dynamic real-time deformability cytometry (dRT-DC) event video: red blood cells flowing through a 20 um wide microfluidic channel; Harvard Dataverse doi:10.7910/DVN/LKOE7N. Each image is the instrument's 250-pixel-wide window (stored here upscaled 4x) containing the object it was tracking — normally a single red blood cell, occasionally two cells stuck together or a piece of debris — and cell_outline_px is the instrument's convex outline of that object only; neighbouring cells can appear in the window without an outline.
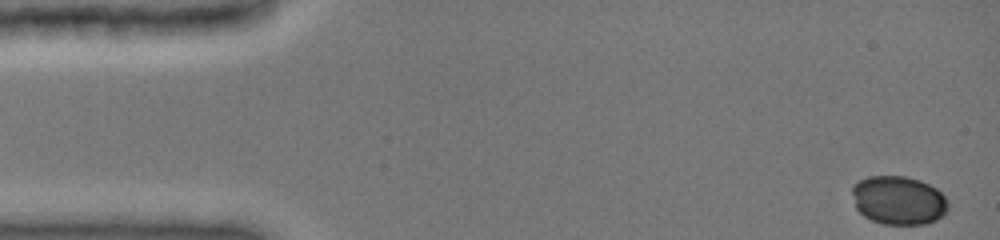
{"species": "common noctule bat (a hibernating species)", "species_latin": "Nyctalus noctula", "temperature_condition": "cold", "stored_images_in_passage": 43, "camera_frame_rate_fps": 3000, "um_per_image_px": 0.085, "animal": {"sex": "female", "body_mass_g": 19.0, "forearm_length_mm": 51.5}, "frame": {"image": 1, "passage_image": 1, "time_ms": 0.0, "image_size_px": [1000, 240], "cell_outline_px": [[948, 212], [936, 220], [924, 224], [884, 224], [872, 220], [864, 216], [856, 208], [852, 192], [852, 184], [868, 176], [904, 176], [920, 180], [936, 188], [944, 196], [948, 204]], "centroid_in_image_um": [76.38, 17.02], "position_along_channel_um": 8.6, "area_um2": 27.28}}
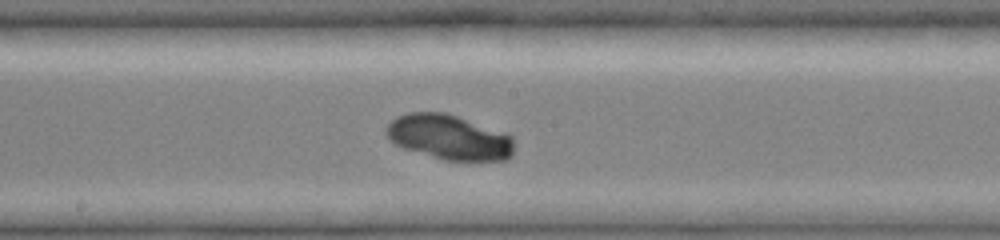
{"frame": {"image": 2, "passage_image": 25, "time_ms": 8.0, "image_size_px": [1000, 240], "cell_outline_px": [[512, 156], [508, 160], [444, 160], [404, 148], [388, 140], [384, 132], [384, 128], [396, 116], [408, 112], [444, 112], [508, 132], [512, 136]], "centroid_in_image_um": [38.16, 11.65], "position_along_channel_um": 210.0, "area_um2": 33.76}}
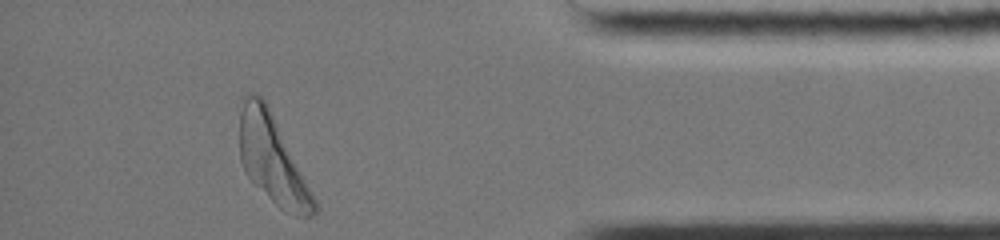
{"frame": {"image": 3, "passage_image": 43, "time_ms": 13.667, "image_size_px": [1000, 240], "cell_outline_px": [[320, 208], [312, 216], [296, 216], [280, 208], [244, 172], [240, 160], [240, 112], [244, 96], [248, 92], [256, 92], [264, 100], [316, 200]], "centroid_in_image_um": [23.13, 13.56], "position_along_channel_um": 412.1, "area_um2": 37.11}}